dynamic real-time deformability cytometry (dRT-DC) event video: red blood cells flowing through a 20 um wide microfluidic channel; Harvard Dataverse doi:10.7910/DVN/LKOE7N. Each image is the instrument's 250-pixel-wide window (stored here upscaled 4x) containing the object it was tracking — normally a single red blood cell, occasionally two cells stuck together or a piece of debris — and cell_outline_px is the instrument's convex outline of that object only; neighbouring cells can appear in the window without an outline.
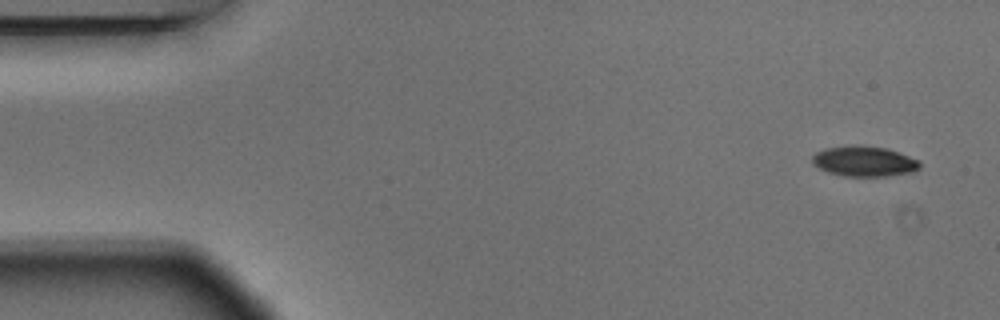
{"species": "Egyptian fruit bat (a non-hibernating species)", "species_latin": "Rousettus aegyptiacus", "temperature_condition": "warm", "stored_images_in_passage": 5, "camera_frame_rate_fps": 3000, "um_per_image_px": 0.085, "animal": {"sex": "male"}, "frame": {"image": 1, "passage_image": 1, "time_ms": 0.0, "image_size_px": [1000, 320], "cell_outline_px": [[920, 168], [916, 172], [884, 176], [844, 176], [828, 172], [812, 164], [812, 156], [816, 152], [824, 148], [856, 144], [888, 148], [920, 160]], "centroid_in_image_um": [73.47, 13.7], "position_along_channel_um": 11.5, "area_um2": 19.31}}
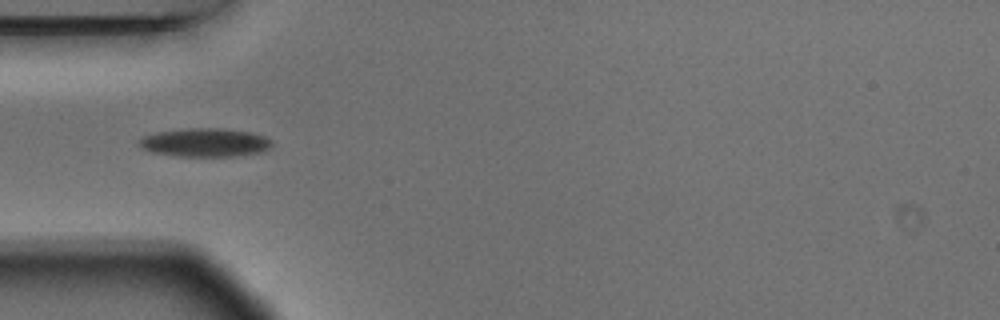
{"frame": {"image": 2, "passage_image": 5, "time_ms": 1.333, "image_size_px": [1000, 320], "cell_outline_px": [[272, 144], [264, 152], [236, 156], [176, 156], [152, 152], [140, 148], [136, 144], [136, 140], [144, 136], [156, 132], [188, 128], [220, 128], [252, 132], [264, 136], [272, 140]], "centroid_in_image_um": [17.4, 12.11], "position_along_channel_um": 67.6, "area_um2": 22.37}}